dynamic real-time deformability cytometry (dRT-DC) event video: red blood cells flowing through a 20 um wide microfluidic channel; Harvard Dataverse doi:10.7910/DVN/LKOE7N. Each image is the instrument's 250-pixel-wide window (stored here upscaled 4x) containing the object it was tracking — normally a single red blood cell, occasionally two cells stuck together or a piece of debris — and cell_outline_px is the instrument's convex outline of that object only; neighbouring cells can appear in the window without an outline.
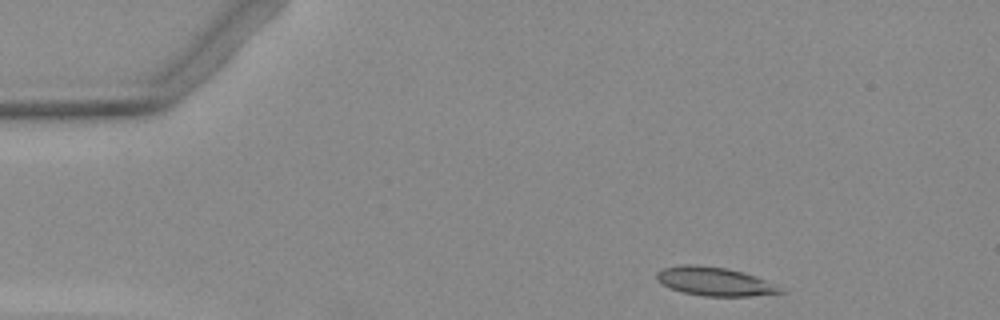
{"species": "Egyptian fruit bat (a non-hibernating species)", "species_latin": "Rousettus aegyptiacus", "temperature_condition": "warm", "stored_images_in_passage": 3, "camera_frame_rate_fps": 3000, "um_per_image_px": 0.085, "animal": {"sex": "female"}, "frame": {"image": 1, "passage_image": 1, "time_ms": 0.0, "image_size_px": [1000, 320], "cell_outline_px": [[784, 292], [752, 296], [704, 296], [684, 292], [668, 288], [660, 284], [656, 280], [656, 272], [664, 268], [684, 264], [696, 264], [728, 268], [756, 276], [776, 284]], "centroid_in_image_um": [60.7, 23.91], "position_along_channel_um": 24.3, "area_um2": 20.75}}